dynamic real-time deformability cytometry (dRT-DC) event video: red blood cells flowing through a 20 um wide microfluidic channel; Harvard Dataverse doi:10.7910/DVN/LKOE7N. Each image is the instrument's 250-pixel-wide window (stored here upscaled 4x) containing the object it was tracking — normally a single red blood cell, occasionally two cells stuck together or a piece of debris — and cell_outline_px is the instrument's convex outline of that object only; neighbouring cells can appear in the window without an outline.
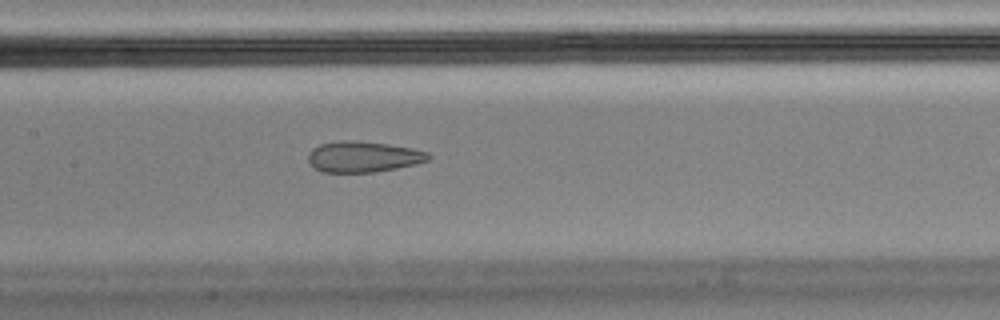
{"species": "Egyptian fruit bat (a non-hibernating species)", "species_latin": "Rousettus aegyptiacus", "temperature_condition": "cold", "stored_images_in_passage": 22, "camera_frame_rate_fps": 3000, "um_per_image_px": 0.085, "animal": {"sex": "male"}, "frame": {"image": 1, "passage_image": 10, "time_ms": 3.0, "image_size_px": [1000, 320], "cell_outline_px": [[432, 156], [428, 160], [416, 164], [396, 168], [372, 172], [324, 172], [316, 168], [308, 160], [308, 152], [312, 148], [320, 144], [340, 140], [352, 140], [388, 144], [412, 148], [428, 152]], "centroid_in_image_um": [30.88, 13.31], "position_along_channel_um": 176.5, "area_um2": 21.56}}